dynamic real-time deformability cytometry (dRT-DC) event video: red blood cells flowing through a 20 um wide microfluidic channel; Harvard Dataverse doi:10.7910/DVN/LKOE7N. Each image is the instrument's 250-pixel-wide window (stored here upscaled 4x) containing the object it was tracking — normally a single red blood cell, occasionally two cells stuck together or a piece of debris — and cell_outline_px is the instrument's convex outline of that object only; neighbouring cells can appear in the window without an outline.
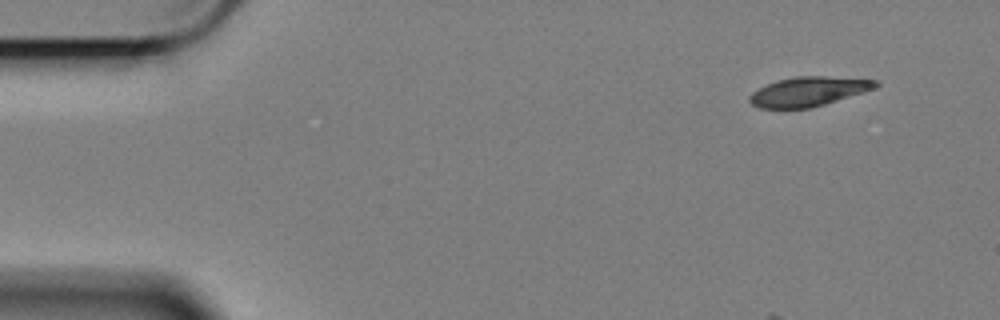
{"species": "Egyptian fruit bat (a non-hibernating species)", "species_latin": "Rousettus aegyptiacus", "temperature_condition": "cold", "stored_images_in_passage": 56, "camera_frame_rate_fps": 3000, "um_per_image_px": 0.085, "animal": {"sex": "female"}, "frame": {"image": 1, "passage_image": 1, "time_ms": 0.0, "image_size_px": [1000, 320], "cell_outline_px": [[880, 84], [864, 92], [824, 104], [808, 108], [760, 108], [752, 104], [748, 100], [748, 96], [752, 92], [776, 80], [796, 76], [824, 76], [880, 80]], "centroid_in_image_um": [68.71, 7.77], "position_along_channel_um": 16.3, "area_um2": 21.44}}
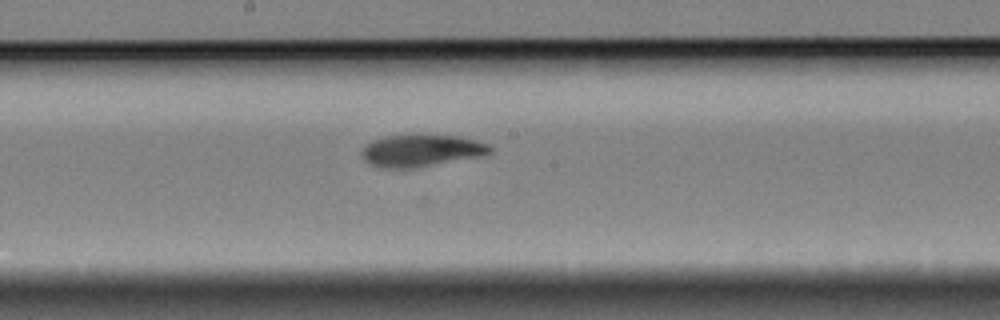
{"frame": {"image": 2, "passage_image": 27, "time_ms": 8.667, "image_size_px": [1000, 320], "cell_outline_px": [[492, 152], [484, 156], [416, 168], [380, 168], [368, 164], [364, 160], [360, 152], [372, 140], [384, 136], [456, 136], [488, 144], [492, 148]], "centroid_in_image_um": [35.79, 12.84], "position_along_channel_um": 212.4, "area_um2": 23.81}}
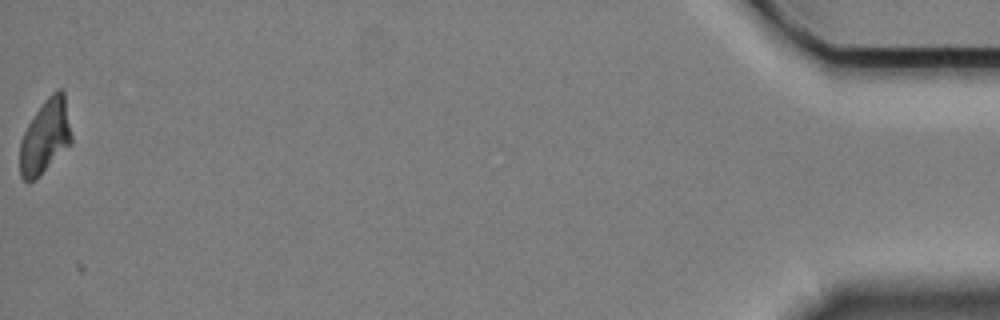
{"frame": {"image": 3, "passage_image": 55, "time_ms": 18.0, "image_size_px": [1000, 320], "cell_outline_px": [[72, 144], [36, 180], [24, 180], [20, 176], [20, 140], [28, 124], [44, 100], [56, 88], [60, 88], [64, 92], [72, 136]], "centroid_in_image_um": [3.86, 11.62], "position_along_channel_um": 431.3, "area_um2": 22.43}}